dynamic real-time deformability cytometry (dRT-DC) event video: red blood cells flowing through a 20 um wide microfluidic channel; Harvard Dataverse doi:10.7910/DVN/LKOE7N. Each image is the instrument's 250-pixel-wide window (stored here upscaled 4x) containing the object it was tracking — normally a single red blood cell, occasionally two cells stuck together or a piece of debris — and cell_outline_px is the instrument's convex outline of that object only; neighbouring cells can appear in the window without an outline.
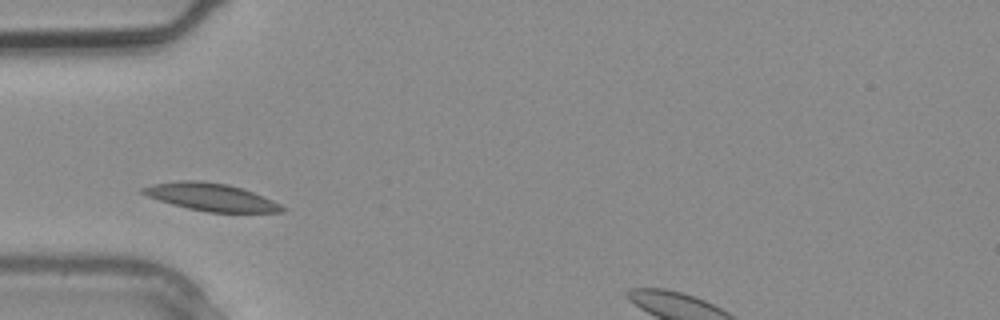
{"species": "common noctule bat (a hibernating species)", "species_latin": "Nyctalus noctula", "temperature_condition": "warm", "stored_images_in_passage": 1, "camera_frame_rate_fps": 3000, "um_per_image_px": 0.085, "animal": {"sex": "male", "body_mass_g": 20.4}, "frame": {"image": 1, "passage_image": 1, "time_ms": 0.0, "image_size_px": [1000, 320], "cell_outline_px": [[284, 212], [208, 212], [188, 208], [172, 204], [136, 192], [140, 188], [152, 184], [184, 180], [200, 180], [228, 184], [264, 196], [280, 204], [284, 208]], "centroid_in_image_um": [17.89, 16.74], "position_along_channel_um": 67.1, "area_um2": 22.25}}